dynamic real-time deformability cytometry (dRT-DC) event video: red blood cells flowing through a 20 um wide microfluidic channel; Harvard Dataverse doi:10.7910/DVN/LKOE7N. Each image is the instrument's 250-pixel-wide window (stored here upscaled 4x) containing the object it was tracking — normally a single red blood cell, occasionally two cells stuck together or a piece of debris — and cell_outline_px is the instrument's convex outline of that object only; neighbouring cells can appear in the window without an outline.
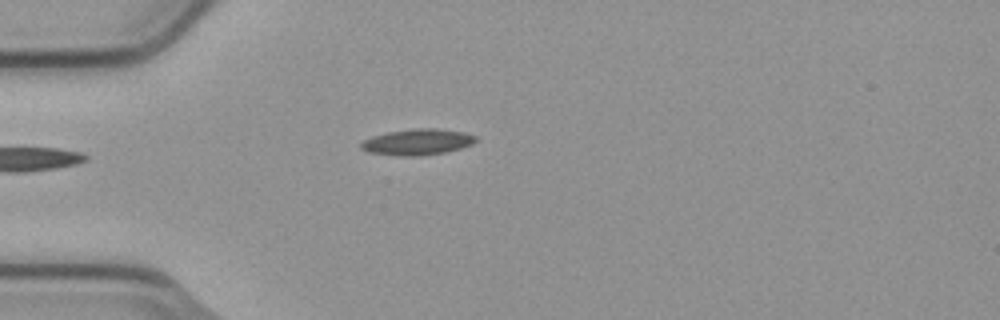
{"species": "common noctule bat (a hibernating species)", "species_latin": "Nyctalus noctula", "temperature_condition": "cold", "stored_images_in_passage": 1, "camera_frame_rate_fps": 3000, "um_per_image_px": 0.085, "animal": {"sex": "male", "body_mass_g": 23.1, "forearm_length_mm": 52.7}, "frame": {"image": 1, "passage_image": 1, "time_ms": 0.0, "image_size_px": [1000, 320], "cell_outline_px": [[476, 140], [472, 144], [460, 148], [444, 152], [420, 156], [400, 156], [368, 152], [360, 148], [360, 144], [364, 140], [372, 136], [388, 132], [412, 128], [436, 128], [464, 132], [476, 136]], "centroid_in_image_um": [35.46, 12.06], "position_along_channel_um": 49.5, "area_um2": 17.4}}